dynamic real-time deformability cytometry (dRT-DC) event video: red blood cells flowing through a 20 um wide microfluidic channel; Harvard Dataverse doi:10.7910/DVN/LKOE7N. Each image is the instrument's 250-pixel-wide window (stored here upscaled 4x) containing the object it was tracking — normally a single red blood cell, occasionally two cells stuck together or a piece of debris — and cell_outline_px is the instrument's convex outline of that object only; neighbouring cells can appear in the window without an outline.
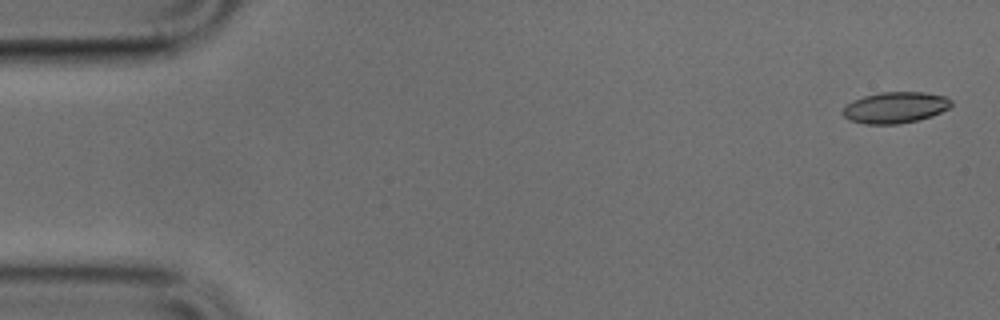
{"species": "common noctule bat (a hibernating species)", "species_latin": "Nyctalus noctula", "temperature_condition": "cold", "stored_images_in_passage": 50, "camera_frame_rate_fps": 3000, "um_per_image_px": 0.085, "animal": {"sex": "male", "body_mass_g": 17.9, "forearm_length_mm": 54.2}, "frame": {"image": 1, "passage_image": 2, "time_ms": 0.333, "image_size_px": [1000, 320], "cell_outline_px": [[952, 104], [948, 108], [932, 116], [900, 124], [864, 124], [848, 120], [844, 116], [844, 108], [848, 104], [864, 96], [880, 92], [924, 92], [944, 96], [952, 100]], "centroid_in_image_um": [76.11, 9.14], "position_along_channel_um": 8.9, "area_um2": 19.54}}
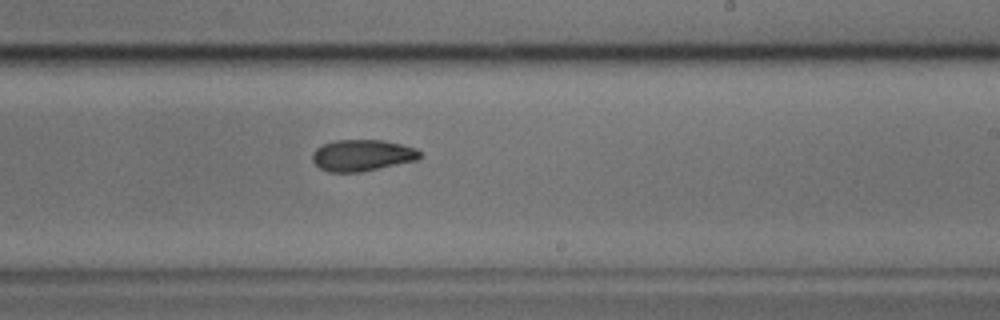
{"frame": {"image": 2, "passage_image": 30, "time_ms": 9.667, "image_size_px": [1000, 320], "cell_outline_px": [[424, 156], [416, 160], [360, 172], [328, 172], [320, 168], [312, 160], [312, 152], [320, 144], [332, 140], [384, 140], [416, 148]], "centroid_in_image_um": [30.75, 13.19], "position_along_channel_um": 258.2, "area_um2": 19.83}}
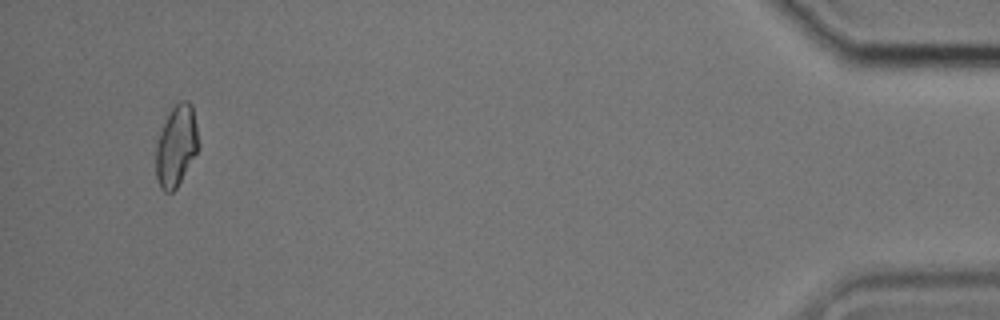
{"frame": {"image": 3, "passage_image": 48, "time_ms": 15.667, "image_size_px": [1000, 320], "cell_outline_px": [[200, 148], [176, 188], [172, 192], [164, 192], [160, 188], [156, 180], [156, 144], [160, 132], [172, 108], [180, 100], [188, 100], [192, 104], [200, 144]], "centroid_in_image_um": [15.0, 12.41], "position_along_channel_um": 420.2, "area_um2": 20.23}}